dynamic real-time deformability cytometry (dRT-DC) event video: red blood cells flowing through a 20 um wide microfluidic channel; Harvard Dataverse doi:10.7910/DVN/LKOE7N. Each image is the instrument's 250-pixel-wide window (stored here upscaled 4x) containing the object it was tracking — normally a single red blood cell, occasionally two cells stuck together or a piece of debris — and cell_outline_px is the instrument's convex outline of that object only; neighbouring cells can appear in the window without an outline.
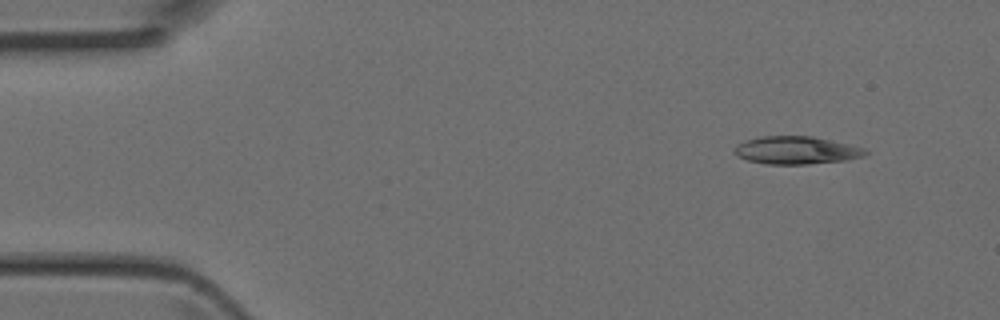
{"species": "Egyptian fruit bat (a non-hibernating species)", "species_latin": "Rousettus aegyptiacus", "temperature_condition": "room temperature", "stored_images_in_passage": 3, "camera_frame_rate_fps": 3000, "um_per_image_px": 0.085, "animal": {"sex": "female"}, "frame": {"image": 1, "passage_image": 1, "time_ms": 0.0, "image_size_px": [1000, 320], "cell_outline_px": [[868, 152], [864, 156], [844, 160], [808, 164], [764, 164], [748, 160], [736, 156], [736, 144], [744, 140], [760, 136], [812, 136], [848, 144], [864, 148]], "centroid_in_image_um": [67.65, 12.77], "position_along_channel_um": 17.3, "area_um2": 21.1}}